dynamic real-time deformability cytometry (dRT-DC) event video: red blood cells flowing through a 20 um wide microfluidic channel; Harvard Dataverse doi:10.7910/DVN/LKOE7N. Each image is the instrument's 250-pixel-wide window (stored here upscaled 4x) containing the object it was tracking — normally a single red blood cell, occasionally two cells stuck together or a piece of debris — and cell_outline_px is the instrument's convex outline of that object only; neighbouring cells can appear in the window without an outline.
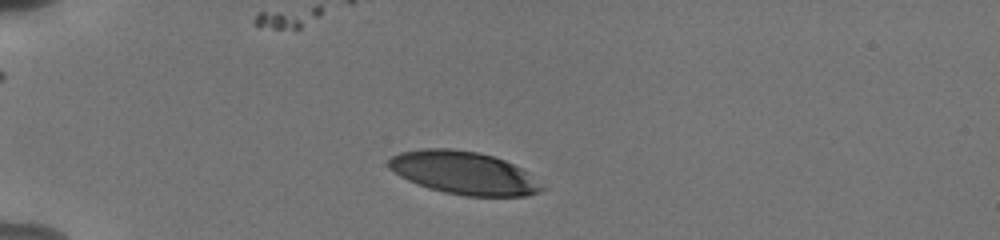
{"species": "human", "species_latin": "Homo sapiens", "temperature_condition": "cold", "stored_images_in_passage": 35, "camera_frame_rate_fps": 3000, "um_per_image_px": 0.085, "donor": {"sex": "male"}, "frame": {"image": 1, "passage_image": 1, "time_ms": 0.0, "image_size_px": [1000, 240], "cell_outline_px": [[548, 188], [524, 196], [464, 196], [444, 192], [428, 188], [408, 180], [400, 176], [388, 164], [388, 160], [392, 156], [400, 152], [424, 148], [448, 148], [476, 152], [492, 156], [504, 160], [528, 172]], "centroid_in_image_um": [39.45, 14.7], "position_along_channel_um": 45.6, "area_um2": 38.09}}
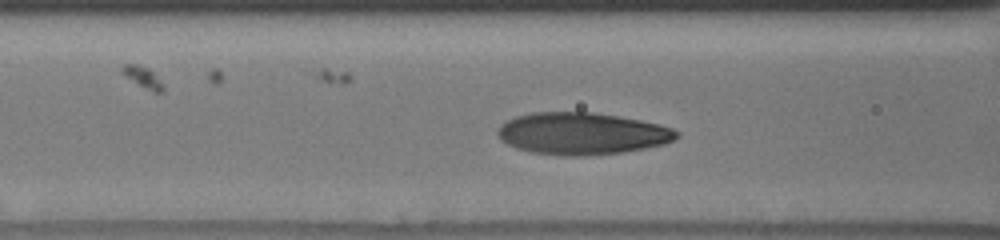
{"frame": {"image": 2, "passage_image": 10, "time_ms": 3.0, "image_size_px": [1000, 240], "cell_outline_px": [[680, 136], [664, 144], [624, 152], [580, 156], [560, 156], [532, 152], [516, 148], [500, 140], [496, 132], [500, 124], [516, 116], [532, 112], [592, 112], [640, 120], [660, 124], [672, 128], [680, 132]], "centroid_in_image_um": [49.45, 11.35], "position_along_channel_um": 117.2, "area_um2": 43.93}}
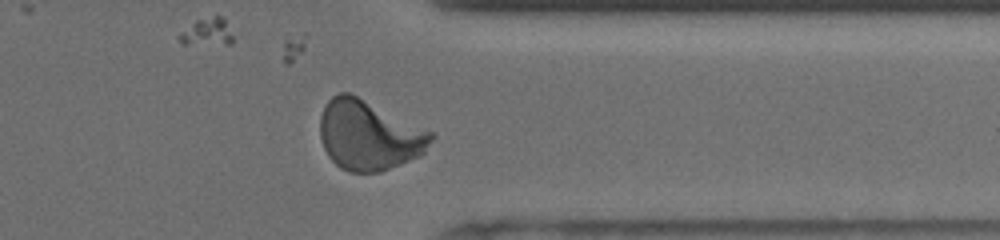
{"frame": {"image": 3, "passage_image": 31, "time_ms": 10.0, "image_size_px": [1000, 240], "cell_outline_px": [[436, 136], [424, 152], [420, 156], [380, 172], [348, 172], [340, 168], [328, 156], [324, 148], [320, 136], [320, 116], [328, 100], [332, 96], [340, 92], [352, 92], [436, 132]], "centroid_in_image_um": [31.4, 11.46], "position_along_channel_um": 380.0, "area_um2": 46.01}, "authors_computed_cell_mechanics": {"area_um2": 42.6564, "velocity_mm_per_s": 3.7851, "shape_relaxation_time_tau1_ms": 4.0458, "shape_relaxation_time_tau2_ms": null, "deformation_change_tau1": 0.1735, "deformation_change_tau2": null}}